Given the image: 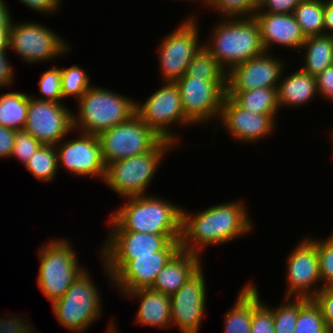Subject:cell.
<instances>
[{
    "label": "cell",
    "instance_id": "cell-18",
    "mask_svg": "<svg viewBox=\"0 0 333 333\" xmlns=\"http://www.w3.org/2000/svg\"><path fill=\"white\" fill-rule=\"evenodd\" d=\"M58 144V161L63 168L77 176H98L104 180L106 164L97 135L81 133L79 138Z\"/></svg>",
    "mask_w": 333,
    "mask_h": 333
},
{
    "label": "cell",
    "instance_id": "cell-25",
    "mask_svg": "<svg viewBox=\"0 0 333 333\" xmlns=\"http://www.w3.org/2000/svg\"><path fill=\"white\" fill-rule=\"evenodd\" d=\"M257 291L251 284L240 291L234 307L225 316L224 333H250L253 312L262 304Z\"/></svg>",
    "mask_w": 333,
    "mask_h": 333
},
{
    "label": "cell",
    "instance_id": "cell-17",
    "mask_svg": "<svg viewBox=\"0 0 333 333\" xmlns=\"http://www.w3.org/2000/svg\"><path fill=\"white\" fill-rule=\"evenodd\" d=\"M289 255L287 259L289 284L286 290V301L290 300L291 295L294 298V294H298V298L313 299L320 288L315 290L311 288L316 286L315 283L321 282L317 246L310 239L305 238Z\"/></svg>",
    "mask_w": 333,
    "mask_h": 333
},
{
    "label": "cell",
    "instance_id": "cell-2",
    "mask_svg": "<svg viewBox=\"0 0 333 333\" xmlns=\"http://www.w3.org/2000/svg\"><path fill=\"white\" fill-rule=\"evenodd\" d=\"M128 202L109 218L112 231H134L153 235H181L182 209L146 195L126 197Z\"/></svg>",
    "mask_w": 333,
    "mask_h": 333
},
{
    "label": "cell",
    "instance_id": "cell-45",
    "mask_svg": "<svg viewBox=\"0 0 333 333\" xmlns=\"http://www.w3.org/2000/svg\"><path fill=\"white\" fill-rule=\"evenodd\" d=\"M5 51H0V87L10 86L13 82V69Z\"/></svg>",
    "mask_w": 333,
    "mask_h": 333
},
{
    "label": "cell",
    "instance_id": "cell-10",
    "mask_svg": "<svg viewBox=\"0 0 333 333\" xmlns=\"http://www.w3.org/2000/svg\"><path fill=\"white\" fill-rule=\"evenodd\" d=\"M179 251L160 250L153 252V255L135 256L132 260H104V270L124 295L133 290L150 288L158 273Z\"/></svg>",
    "mask_w": 333,
    "mask_h": 333
},
{
    "label": "cell",
    "instance_id": "cell-52",
    "mask_svg": "<svg viewBox=\"0 0 333 333\" xmlns=\"http://www.w3.org/2000/svg\"><path fill=\"white\" fill-rule=\"evenodd\" d=\"M258 5L262 3L263 0H254Z\"/></svg>",
    "mask_w": 333,
    "mask_h": 333
},
{
    "label": "cell",
    "instance_id": "cell-36",
    "mask_svg": "<svg viewBox=\"0 0 333 333\" xmlns=\"http://www.w3.org/2000/svg\"><path fill=\"white\" fill-rule=\"evenodd\" d=\"M207 5L224 13L228 18L253 16L259 7L254 0H207Z\"/></svg>",
    "mask_w": 333,
    "mask_h": 333
},
{
    "label": "cell",
    "instance_id": "cell-19",
    "mask_svg": "<svg viewBox=\"0 0 333 333\" xmlns=\"http://www.w3.org/2000/svg\"><path fill=\"white\" fill-rule=\"evenodd\" d=\"M264 51L262 54L232 67L227 72L226 91H249L257 88L278 87L283 73V62Z\"/></svg>",
    "mask_w": 333,
    "mask_h": 333
},
{
    "label": "cell",
    "instance_id": "cell-8",
    "mask_svg": "<svg viewBox=\"0 0 333 333\" xmlns=\"http://www.w3.org/2000/svg\"><path fill=\"white\" fill-rule=\"evenodd\" d=\"M105 164L142 155L162 139L137 115L98 135Z\"/></svg>",
    "mask_w": 333,
    "mask_h": 333
},
{
    "label": "cell",
    "instance_id": "cell-38",
    "mask_svg": "<svg viewBox=\"0 0 333 333\" xmlns=\"http://www.w3.org/2000/svg\"><path fill=\"white\" fill-rule=\"evenodd\" d=\"M42 145L43 144L33 138L27 131L18 130L16 131L11 157H17V159L25 165Z\"/></svg>",
    "mask_w": 333,
    "mask_h": 333
},
{
    "label": "cell",
    "instance_id": "cell-14",
    "mask_svg": "<svg viewBox=\"0 0 333 333\" xmlns=\"http://www.w3.org/2000/svg\"><path fill=\"white\" fill-rule=\"evenodd\" d=\"M9 48L27 63L53 60L71 48L59 35L37 23L11 22Z\"/></svg>",
    "mask_w": 333,
    "mask_h": 333
},
{
    "label": "cell",
    "instance_id": "cell-47",
    "mask_svg": "<svg viewBox=\"0 0 333 333\" xmlns=\"http://www.w3.org/2000/svg\"><path fill=\"white\" fill-rule=\"evenodd\" d=\"M5 3L4 0H0V31H10L11 28L12 19Z\"/></svg>",
    "mask_w": 333,
    "mask_h": 333
},
{
    "label": "cell",
    "instance_id": "cell-28",
    "mask_svg": "<svg viewBox=\"0 0 333 333\" xmlns=\"http://www.w3.org/2000/svg\"><path fill=\"white\" fill-rule=\"evenodd\" d=\"M28 115V95L10 92L0 96V126L23 130Z\"/></svg>",
    "mask_w": 333,
    "mask_h": 333
},
{
    "label": "cell",
    "instance_id": "cell-29",
    "mask_svg": "<svg viewBox=\"0 0 333 333\" xmlns=\"http://www.w3.org/2000/svg\"><path fill=\"white\" fill-rule=\"evenodd\" d=\"M325 0H301L293 15L306 37L324 34Z\"/></svg>",
    "mask_w": 333,
    "mask_h": 333
},
{
    "label": "cell",
    "instance_id": "cell-15",
    "mask_svg": "<svg viewBox=\"0 0 333 333\" xmlns=\"http://www.w3.org/2000/svg\"><path fill=\"white\" fill-rule=\"evenodd\" d=\"M181 235H153L134 231H110L102 260H132L160 250H181Z\"/></svg>",
    "mask_w": 333,
    "mask_h": 333
},
{
    "label": "cell",
    "instance_id": "cell-5",
    "mask_svg": "<svg viewBox=\"0 0 333 333\" xmlns=\"http://www.w3.org/2000/svg\"><path fill=\"white\" fill-rule=\"evenodd\" d=\"M173 146L162 139L147 153L107 164L103 182L123 198L145 195L160 161Z\"/></svg>",
    "mask_w": 333,
    "mask_h": 333
},
{
    "label": "cell",
    "instance_id": "cell-9",
    "mask_svg": "<svg viewBox=\"0 0 333 333\" xmlns=\"http://www.w3.org/2000/svg\"><path fill=\"white\" fill-rule=\"evenodd\" d=\"M136 114L161 138L172 142L176 139L168 128L173 123L193 124L184 114L179 88L175 83L164 82L144 104L136 102ZM172 133V134H171Z\"/></svg>",
    "mask_w": 333,
    "mask_h": 333
},
{
    "label": "cell",
    "instance_id": "cell-27",
    "mask_svg": "<svg viewBox=\"0 0 333 333\" xmlns=\"http://www.w3.org/2000/svg\"><path fill=\"white\" fill-rule=\"evenodd\" d=\"M239 106L252 113L277 115V87L257 88L249 91H226Z\"/></svg>",
    "mask_w": 333,
    "mask_h": 333
},
{
    "label": "cell",
    "instance_id": "cell-50",
    "mask_svg": "<svg viewBox=\"0 0 333 333\" xmlns=\"http://www.w3.org/2000/svg\"><path fill=\"white\" fill-rule=\"evenodd\" d=\"M32 326L28 325V323H26L21 329H20V333H34V330H32L33 328H31Z\"/></svg>",
    "mask_w": 333,
    "mask_h": 333
},
{
    "label": "cell",
    "instance_id": "cell-48",
    "mask_svg": "<svg viewBox=\"0 0 333 333\" xmlns=\"http://www.w3.org/2000/svg\"><path fill=\"white\" fill-rule=\"evenodd\" d=\"M324 17V34L333 35V33H331L333 32V3L330 1L325 2ZM328 30L331 32L327 33Z\"/></svg>",
    "mask_w": 333,
    "mask_h": 333
},
{
    "label": "cell",
    "instance_id": "cell-41",
    "mask_svg": "<svg viewBox=\"0 0 333 333\" xmlns=\"http://www.w3.org/2000/svg\"><path fill=\"white\" fill-rule=\"evenodd\" d=\"M301 0H263L256 10H263L269 13H281L288 14L293 13L294 9L300 3Z\"/></svg>",
    "mask_w": 333,
    "mask_h": 333
},
{
    "label": "cell",
    "instance_id": "cell-30",
    "mask_svg": "<svg viewBox=\"0 0 333 333\" xmlns=\"http://www.w3.org/2000/svg\"><path fill=\"white\" fill-rule=\"evenodd\" d=\"M225 71L211 53L202 46L189 63L185 75L215 83H227Z\"/></svg>",
    "mask_w": 333,
    "mask_h": 333
},
{
    "label": "cell",
    "instance_id": "cell-7",
    "mask_svg": "<svg viewBox=\"0 0 333 333\" xmlns=\"http://www.w3.org/2000/svg\"><path fill=\"white\" fill-rule=\"evenodd\" d=\"M87 270L82 271L65 294L52 303L57 320L66 329L82 333L101 316L100 294Z\"/></svg>",
    "mask_w": 333,
    "mask_h": 333
},
{
    "label": "cell",
    "instance_id": "cell-34",
    "mask_svg": "<svg viewBox=\"0 0 333 333\" xmlns=\"http://www.w3.org/2000/svg\"><path fill=\"white\" fill-rule=\"evenodd\" d=\"M310 240L317 246L321 282L324 286H333V233L323 241Z\"/></svg>",
    "mask_w": 333,
    "mask_h": 333
},
{
    "label": "cell",
    "instance_id": "cell-12",
    "mask_svg": "<svg viewBox=\"0 0 333 333\" xmlns=\"http://www.w3.org/2000/svg\"><path fill=\"white\" fill-rule=\"evenodd\" d=\"M175 84L179 88L184 114L193 124L206 123L221 115L227 83H215L184 74Z\"/></svg>",
    "mask_w": 333,
    "mask_h": 333
},
{
    "label": "cell",
    "instance_id": "cell-22",
    "mask_svg": "<svg viewBox=\"0 0 333 333\" xmlns=\"http://www.w3.org/2000/svg\"><path fill=\"white\" fill-rule=\"evenodd\" d=\"M198 254L180 250L158 273L150 289L171 296L200 268Z\"/></svg>",
    "mask_w": 333,
    "mask_h": 333
},
{
    "label": "cell",
    "instance_id": "cell-37",
    "mask_svg": "<svg viewBox=\"0 0 333 333\" xmlns=\"http://www.w3.org/2000/svg\"><path fill=\"white\" fill-rule=\"evenodd\" d=\"M39 89L43 97L38 98V100L62 103L61 68L54 66L52 69L43 72L39 80Z\"/></svg>",
    "mask_w": 333,
    "mask_h": 333
},
{
    "label": "cell",
    "instance_id": "cell-3",
    "mask_svg": "<svg viewBox=\"0 0 333 333\" xmlns=\"http://www.w3.org/2000/svg\"><path fill=\"white\" fill-rule=\"evenodd\" d=\"M238 18L221 21L214 29L212 42L203 45L226 72L264 52L254 16Z\"/></svg>",
    "mask_w": 333,
    "mask_h": 333
},
{
    "label": "cell",
    "instance_id": "cell-23",
    "mask_svg": "<svg viewBox=\"0 0 333 333\" xmlns=\"http://www.w3.org/2000/svg\"><path fill=\"white\" fill-rule=\"evenodd\" d=\"M126 294V295H125ZM124 297L140 299V307L137 311L136 323L141 325L158 326L168 328L171 322V299L170 296L156 292L150 288H141L124 293Z\"/></svg>",
    "mask_w": 333,
    "mask_h": 333
},
{
    "label": "cell",
    "instance_id": "cell-1",
    "mask_svg": "<svg viewBox=\"0 0 333 333\" xmlns=\"http://www.w3.org/2000/svg\"><path fill=\"white\" fill-rule=\"evenodd\" d=\"M243 204L235 201L213 205L194 216L182 210L181 250L199 255V250L205 246L218 245L247 234L252 221Z\"/></svg>",
    "mask_w": 333,
    "mask_h": 333
},
{
    "label": "cell",
    "instance_id": "cell-26",
    "mask_svg": "<svg viewBox=\"0 0 333 333\" xmlns=\"http://www.w3.org/2000/svg\"><path fill=\"white\" fill-rule=\"evenodd\" d=\"M301 48L305 50L304 72L316 77L333 65V35H316L306 37Z\"/></svg>",
    "mask_w": 333,
    "mask_h": 333
},
{
    "label": "cell",
    "instance_id": "cell-13",
    "mask_svg": "<svg viewBox=\"0 0 333 333\" xmlns=\"http://www.w3.org/2000/svg\"><path fill=\"white\" fill-rule=\"evenodd\" d=\"M195 18H189L167 35L160 45V69L164 82L175 83L186 72L194 55L203 45L198 42Z\"/></svg>",
    "mask_w": 333,
    "mask_h": 333
},
{
    "label": "cell",
    "instance_id": "cell-43",
    "mask_svg": "<svg viewBox=\"0 0 333 333\" xmlns=\"http://www.w3.org/2000/svg\"><path fill=\"white\" fill-rule=\"evenodd\" d=\"M15 136V130L0 126V157L11 158Z\"/></svg>",
    "mask_w": 333,
    "mask_h": 333
},
{
    "label": "cell",
    "instance_id": "cell-40",
    "mask_svg": "<svg viewBox=\"0 0 333 333\" xmlns=\"http://www.w3.org/2000/svg\"><path fill=\"white\" fill-rule=\"evenodd\" d=\"M320 288L313 299L321 308L328 333H333V286H320Z\"/></svg>",
    "mask_w": 333,
    "mask_h": 333
},
{
    "label": "cell",
    "instance_id": "cell-32",
    "mask_svg": "<svg viewBox=\"0 0 333 333\" xmlns=\"http://www.w3.org/2000/svg\"><path fill=\"white\" fill-rule=\"evenodd\" d=\"M58 164L56 145H42L25 166L36 179L47 182L55 178Z\"/></svg>",
    "mask_w": 333,
    "mask_h": 333
},
{
    "label": "cell",
    "instance_id": "cell-49",
    "mask_svg": "<svg viewBox=\"0 0 333 333\" xmlns=\"http://www.w3.org/2000/svg\"><path fill=\"white\" fill-rule=\"evenodd\" d=\"M10 31H0V51H7L9 48Z\"/></svg>",
    "mask_w": 333,
    "mask_h": 333
},
{
    "label": "cell",
    "instance_id": "cell-53",
    "mask_svg": "<svg viewBox=\"0 0 333 333\" xmlns=\"http://www.w3.org/2000/svg\"><path fill=\"white\" fill-rule=\"evenodd\" d=\"M192 1H194V0H192ZM200 1V0H199ZM205 1V2H204ZM203 3H205V5L207 4V0H203Z\"/></svg>",
    "mask_w": 333,
    "mask_h": 333
},
{
    "label": "cell",
    "instance_id": "cell-35",
    "mask_svg": "<svg viewBox=\"0 0 333 333\" xmlns=\"http://www.w3.org/2000/svg\"><path fill=\"white\" fill-rule=\"evenodd\" d=\"M275 333H294L298 319V297L272 309Z\"/></svg>",
    "mask_w": 333,
    "mask_h": 333
},
{
    "label": "cell",
    "instance_id": "cell-21",
    "mask_svg": "<svg viewBox=\"0 0 333 333\" xmlns=\"http://www.w3.org/2000/svg\"><path fill=\"white\" fill-rule=\"evenodd\" d=\"M253 16L259 25L262 46L266 52L273 44L298 50L306 40L293 13L281 14L256 10Z\"/></svg>",
    "mask_w": 333,
    "mask_h": 333
},
{
    "label": "cell",
    "instance_id": "cell-51",
    "mask_svg": "<svg viewBox=\"0 0 333 333\" xmlns=\"http://www.w3.org/2000/svg\"><path fill=\"white\" fill-rule=\"evenodd\" d=\"M108 329L106 333H118V331L114 328L113 324L108 325Z\"/></svg>",
    "mask_w": 333,
    "mask_h": 333
},
{
    "label": "cell",
    "instance_id": "cell-20",
    "mask_svg": "<svg viewBox=\"0 0 333 333\" xmlns=\"http://www.w3.org/2000/svg\"><path fill=\"white\" fill-rule=\"evenodd\" d=\"M276 115L252 113L225 95L222 103V124L234 138L242 142H257L274 130Z\"/></svg>",
    "mask_w": 333,
    "mask_h": 333
},
{
    "label": "cell",
    "instance_id": "cell-11",
    "mask_svg": "<svg viewBox=\"0 0 333 333\" xmlns=\"http://www.w3.org/2000/svg\"><path fill=\"white\" fill-rule=\"evenodd\" d=\"M62 103L28 96V115L23 130L43 145H58L73 132V114Z\"/></svg>",
    "mask_w": 333,
    "mask_h": 333
},
{
    "label": "cell",
    "instance_id": "cell-16",
    "mask_svg": "<svg viewBox=\"0 0 333 333\" xmlns=\"http://www.w3.org/2000/svg\"><path fill=\"white\" fill-rule=\"evenodd\" d=\"M200 268L173 295L171 299V322L178 325L182 333H197L205 315V280Z\"/></svg>",
    "mask_w": 333,
    "mask_h": 333
},
{
    "label": "cell",
    "instance_id": "cell-33",
    "mask_svg": "<svg viewBox=\"0 0 333 333\" xmlns=\"http://www.w3.org/2000/svg\"><path fill=\"white\" fill-rule=\"evenodd\" d=\"M89 76L78 65L61 68V92L63 99L75 96L78 100L92 86Z\"/></svg>",
    "mask_w": 333,
    "mask_h": 333
},
{
    "label": "cell",
    "instance_id": "cell-42",
    "mask_svg": "<svg viewBox=\"0 0 333 333\" xmlns=\"http://www.w3.org/2000/svg\"><path fill=\"white\" fill-rule=\"evenodd\" d=\"M317 92L333 101V65L316 76Z\"/></svg>",
    "mask_w": 333,
    "mask_h": 333
},
{
    "label": "cell",
    "instance_id": "cell-4",
    "mask_svg": "<svg viewBox=\"0 0 333 333\" xmlns=\"http://www.w3.org/2000/svg\"><path fill=\"white\" fill-rule=\"evenodd\" d=\"M73 128L82 133L99 135L136 114V102L108 89L91 86L81 98Z\"/></svg>",
    "mask_w": 333,
    "mask_h": 333
},
{
    "label": "cell",
    "instance_id": "cell-39",
    "mask_svg": "<svg viewBox=\"0 0 333 333\" xmlns=\"http://www.w3.org/2000/svg\"><path fill=\"white\" fill-rule=\"evenodd\" d=\"M250 333H275L272 308L262 303L253 312Z\"/></svg>",
    "mask_w": 333,
    "mask_h": 333
},
{
    "label": "cell",
    "instance_id": "cell-24",
    "mask_svg": "<svg viewBox=\"0 0 333 333\" xmlns=\"http://www.w3.org/2000/svg\"><path fill=\"white\" fill-rule=\"evenodd\" d=\"M317 93L316 77L299 69L284 78L277 87L278 105L300 106L308 104Z\"/></svg>",
    "mask_w": 333,
    "mask_h": 333
},
{
    "label": "cell",
    "instance_id": "cell-46",
    "mask_svg": "<svg viewBox=\"0 0 333 333\" xmlns=\"http://www.w3.org/2000/svg\"><path fill=\"white\" fill-rule=\"evenodd\" d=\"M10 317L0 319V333H20V329L27 323L25 318ZM25 319V321H23Z\"/></svg>",
    "mask_w": 333,
    "mask_h": 333
},
{
    "label": "cell",
    "instance_id": "cell-44",
    "mask_svg": "<svg viewBox=\"0 0 333 333\" xmlns=\"http://www.w3.org/2000/svg\"><path fill=\"white\" fill-rule=\"evenodd\" d=\"M19 1L27 5L29 8L42 13L55 12L59 8L58 7L59 4L61 3L60 0H19Z\"/></svg>",
    "mask_w": 333,
    "mask_h": 333
},
{
    "label": "cell",
    "instance_id": "cell-6",
    "mask_svg": "<svg viewBox=\"0 0 333 333\" xmlns=\"http://www.w3.org/2000/svg\"><path fill=\"white\" fill-rule=\"evenodd\" d=\"M64 239H52L39 249L38 285L50 302L60 299L78 275L79 267L72 245Z\"/></svg>",
    "mask_w": 333,
    "mask_h": 333
},
{
    "label": "cell",
    "instance_id": "cell-31",
    "mask_svg": "<svg viewBox=\"0 0 333 333\" xmlns=\"http://www.w3.org/2000/svg\"><path fill=\"white\" fill-rule=\"evenodd\" d=\"M294 333H328L321 308L314 299L298 298V319Z\"/></svg>",
    "mask_w": 333,
    "mask_h": 333
}]
</instances>
